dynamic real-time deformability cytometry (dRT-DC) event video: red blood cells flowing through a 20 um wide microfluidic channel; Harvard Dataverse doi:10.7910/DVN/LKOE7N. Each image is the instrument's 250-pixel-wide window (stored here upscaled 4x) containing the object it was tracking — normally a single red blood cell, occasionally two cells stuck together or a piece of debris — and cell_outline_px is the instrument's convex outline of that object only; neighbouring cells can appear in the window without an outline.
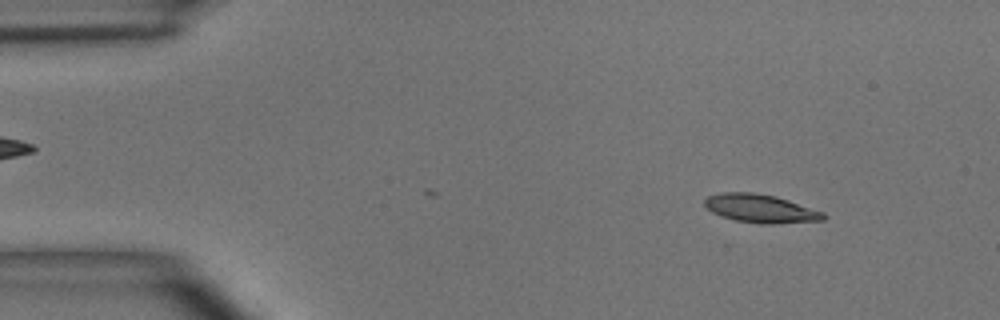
{"species": "common noctule bat (a hibernating species)", "species_latin": "Nyctalus noctula", "temperature_condition": "room temperature", "stored_images_in_passage": 5, "segment_of_instrument_passage": [2, 2], "camera_frame_rate_fps": 3000, "um_per_image_px": 0.085, "animal": {"sex": "male", "body_mass_g": 15.6}, "frame": {"image": 1, "passage_image": 5, "time_ms": 5.333, "image_size_px": [1000, 320], "cell_outline_px": [[828, 216], [824, 220], [772, 224], [760, 224], [736, 220], [720, 216], [712, 212], [704, 204], [704, 200], [708, 196], [720, 192], [752, 192], [776, 196], [824, 212]], "centroid_in_image_um": [64.65, 17.72], "position_along_channel_um": 20.3, "area_um2": 19.71}}